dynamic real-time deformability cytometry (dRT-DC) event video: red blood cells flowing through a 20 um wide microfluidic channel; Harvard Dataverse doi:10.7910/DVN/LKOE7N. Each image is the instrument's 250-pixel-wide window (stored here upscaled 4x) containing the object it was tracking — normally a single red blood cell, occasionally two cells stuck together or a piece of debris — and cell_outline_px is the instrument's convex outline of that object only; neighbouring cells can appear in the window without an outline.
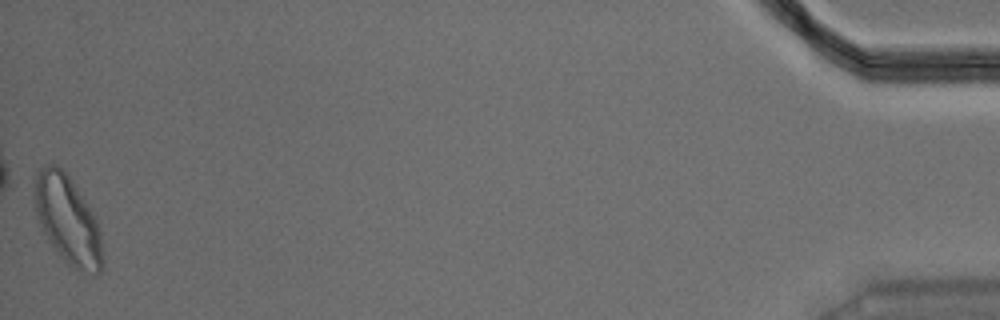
{"species": "Egyptian fruit bat (a non-hibernating species)", "species_latin": "Rousettus aegyptiacus", "temperature_condition": "warm", "stored_images_in_passage": 56, "camera_frame_rate_fps": 3000, "um_per_image_px": 0.085, "animal": {"sex": "male"}, "frame": {"image": 1, "passage_image": 56, "time_ms": 18.333, "image_size_px": [1000, 320], "cell_outline_px": [[104, 260], [100, 272], [96, 276], [72, 268], [64, 260], [48, 240], [36, 216], [32, 176], [36, 168], [44, 164], [56, 164], [72, 180], [92, 212], [96, 220], [100, 232]], "centroid_in_image_um": [5.72, 18.67], "position_along_channel_um": 429.5, "area_um2": 35.49}, "authors_computed_cell_mechanics": {"area_um2": 22.9177, "velocity_mm_per_s": 3.551, "shape_relaxation_time_tau1_ms": 6.589, "shape_relaxation_time_tau2_ms": 1.3033, "deformation_change_tau1": 0.1913, "deformation_change_tau2": 0.0545}}